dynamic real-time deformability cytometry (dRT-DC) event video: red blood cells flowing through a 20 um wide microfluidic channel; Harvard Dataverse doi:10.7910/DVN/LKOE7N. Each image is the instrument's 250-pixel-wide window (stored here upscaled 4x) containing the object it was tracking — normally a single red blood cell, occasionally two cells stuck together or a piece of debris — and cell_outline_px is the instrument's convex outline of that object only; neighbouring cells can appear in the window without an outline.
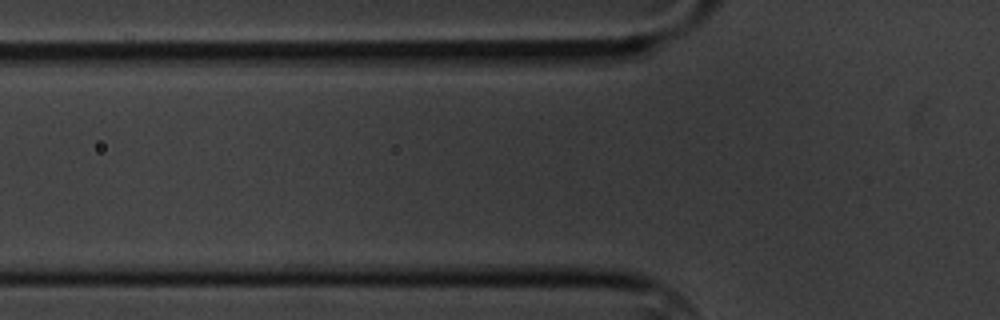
{"species": "common noctule bat (a hibernating species)", "species_latin": "Nyctalus noctula", "temperature_condition": "cold", "stored_images_in_passage": 4, "segment_of_instrument_passage": [1, 2], "camera_frame_rate_fps": 3000, "um_per_image_px": 0.085, "animal": {"sex": "male", "body_mass_g": 20.1, "forearm_length_mm": 53.5}, "frame": {"image": 1, "passage_image": 2, "time_ms": 1.0, "image_size_px": [1000, 320], "cell_outline_px": [[604, 52], [576, 68], [524, 72], [516, 72], [500, 52]], "centroid_in_image_um": [46.52, 5.13], "position_along_channel_um": 79.3, "area_um2": 10.69}}